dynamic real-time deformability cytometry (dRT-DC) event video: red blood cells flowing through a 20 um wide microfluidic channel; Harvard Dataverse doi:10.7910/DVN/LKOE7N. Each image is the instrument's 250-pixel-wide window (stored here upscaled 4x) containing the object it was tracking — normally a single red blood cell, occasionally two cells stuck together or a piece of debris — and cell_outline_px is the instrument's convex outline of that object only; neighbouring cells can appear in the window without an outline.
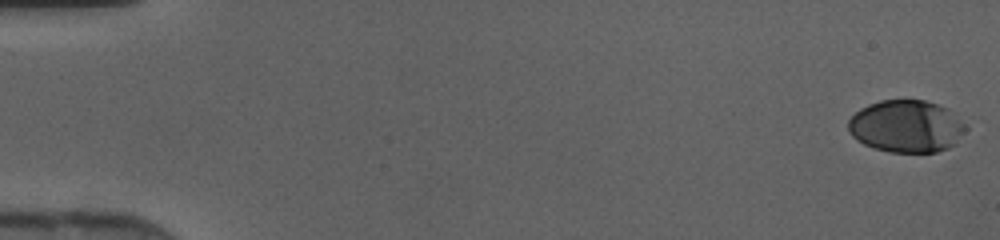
{"species": "human", "species_latin": "Homo sapiens", "temperature_condition": "cold", "stored_images_in_passage": 47, "camera_frame_rate_fps": 3000, "um_per_image_px": 0.085, "donor": {"sex": "female"}, "frame": {"image": 1, "passage_image": 1, "time_ms": 0.0, "image_size_px": [1000, 240], "cell_outline_px": [[968, 128], [956, 144], [948, 148], [936, 152], [888, 152], [872, 148], [856, 140], [852, 136], [848, 128], [848, 120], [860, 108], [868, 104], [880, 100], [924, 100], [948, 108]], "centroid_in_image_um": [77.03, 10.74], "position_along_channel_um": 8.0, "area_um2": 36.01}}
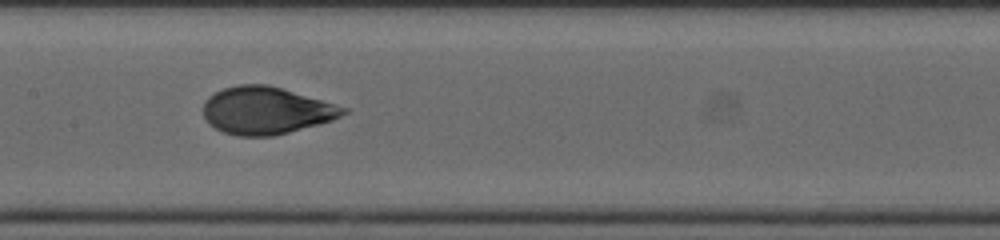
{"frame": {"image": 2, "passage_image": 24, "time_ms": 7.667, "image_size_px": [1000, 240], "cell_outline_px": [[348, 112], [332, 120], [320, 124], [272, 136], [236, 136], [224, 132], [208, 124], [204, 116], [204, 100], [208, 96], [224, 88], [240, 84], [268, 84], [336, 104], [348, 108]], "centroid_in_image_um": [22.61, 9.39], "position_along_channel_um": 184.8, "area_um2": 38.55}}
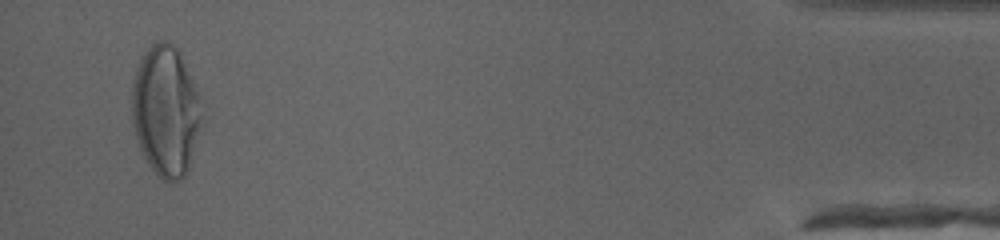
{"frame": {"image": 3, "passage_image": 45, "time_ms": 14.667, "image_size_px": [1000, 240], "cell_outline_px": [[200, 124], [192, 160], [184, 176], [172, 184], [164, 180], [148, 164], [140, 148], [132, 124], [132, 84], [140, 60], [144, 52], [156, 40], [168, 40], [176, 48], [184, 64], [196, 92], [200, 116]], "centroid_in_image_um": [14.04, 9.45], "position_along_channel_um": 421.2, "area_um2": 52.02}}